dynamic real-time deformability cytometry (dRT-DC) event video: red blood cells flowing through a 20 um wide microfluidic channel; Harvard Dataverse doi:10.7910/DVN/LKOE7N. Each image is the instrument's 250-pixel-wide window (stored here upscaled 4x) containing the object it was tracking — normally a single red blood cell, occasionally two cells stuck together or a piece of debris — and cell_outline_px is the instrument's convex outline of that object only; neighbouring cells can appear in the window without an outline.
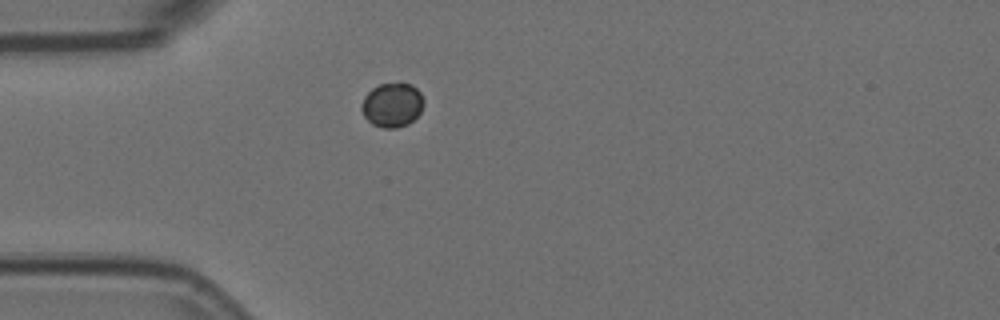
{"species": "Egyptian fruit bat (a non-hibernating species)", "species_latin": "Rousettus aegyptiacus", "temperature_condition": "room temperature", "stored_images_in_passage": 2, "camera_frame_rate_fps": 3000, "um_per_image_px": 0.085, "animal": {"sex": "female"}, "frame": {"image": 1, "passage_image": 1, "time_ms": 0.0, "image_size_px": [1000, 320], "cell_outline_px": [[424, 104], [420, 112], [408, 124], [396, 128], [384, 128], [372, 124], [364, 116], [360, 108], [364, 96], [372, 88], [380, 84], [400, 80], [412, 84], [420, 92], [424, 100]], "centroid_in_image_um": [33.34, 8.87], "position_along_channel_um": 51.7, "area_um2": 16.42}}